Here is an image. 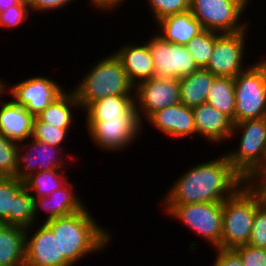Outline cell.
Here are the masks:
<instances>
[{
	"label": "cell",
	"mask_w": 266,
	"mask_h": 266,
	"mask_svg": "<svg viewBox=\"0 0 266 266\" xmlns=\"http://www.w3.org/2000/svg\"><path fill=\"white\" fill-rule=\"evenodd\" d=\"M245 180L232 168L222 153L214 160L189 167L164 193L163 205L224 202Z\"/></svg>",
	"instance_id": "1"
},
{
	"label": "cell",
	"mask_w": 266,
	"mask_h": 266,
	"mask_svg": "<svg viewBox=\"0 0 266 266\" xmlns=\"http://www.w3.org/2000/svg\"><path fill=\"white\" fill-rule=\"evenodd\" d=\"M88 211L85 206L76 213L44 222L59 241L60 255L72 265L93 252L95 255L106 250L112 241L109 229L97 223Z\"/></svg>",
	"instance_id": "2"
},
{
	"label": "cell",
	"mask_w": 266,
	"mask_h": 266,
	"mask_svg": "<svg viewBox=\"0 0 266 266\" xmlns=\"http://www.w3.org/2000/svg\"><path fill=\"white\" fill-rule=\"evenodd\" d=\"M96 62L80 78L81 81L72 87L81 111L92 102L107 96L134 95V85L114 53Z\"/></svg>",
	"instance_id": "3"
},
{
	"label": "cell",
	"mask_w": 266,
	"mask_h": 266,
	"mask_svg": "<svg viewBox=\"0 0 266 266\" xmlns=\"http://www.w3.org/2000/svg\"><path fill=\"white\" fill-rule=\"evenodd\" d=\"M236 134H241L237 149L223 154L246 181L266 164V117L234 123L230 138Z\"/></svg>",
	"instance_id": "4"
},
{
	"label": "cell",
	"mask_w": 266,
	"mask_h": 266,
	"mask_svg": "<svg viewBox=\"0 0 266 266\" xmlns=\"http://www.w3.org/2000/svg\"><path fill=\"white\" fill-rule=\"evenodd\" d=\"M260 206L258 196L246 183L223 202L219 249L233 250L249 243L256 210Z\"/></svg>",
	"instance_id": "5"
},
{
	"label": "cell",
	"mask_w": 266,
	"mask_h": 266,
	"mask_svg": "<svg viewBox=\"0 0 266 266\" xmlns=\"http://www.w3.org/2000/svg\"><path fill=\"white\" fill-rule=\"evenodd\" d=\"M234 123L266 117V63L256 60L234 78Z\"/></svg>",
	"instance_id": "6"
},
{
	"label": "cell",
	"mask_w": 266,
	"mask_h": 266,
	"mask_svg": "<svg viewBox=\"0 0 266 266\" xmlns=\"http://www.w3.org/2000/svg\"><path fill=\"white\" fill-rule=\"evenodd\" d=\"M250 0H190V11L203 29L218 33H236L246 30L248 20L242 17Z\"/></svg>",
	"instance_id": "7"
},
{
	"label": "cell",
	"mask_w": 266,
	"mask_h": 266,
	"mask_svg": "<svg viewBox=\"0 0 266 266\" xmlns=\"http://www.w3.org/2000/svg\"><path fill=\"white\" fill-rule=\"evenodd\" d=\"M165 214L197 236L205 239L212 247L218 248L221 244L223 227V202H210L183 205H163Z\"/></svg>",
	"instance_id": "8"
},
{
	"label": "cell",
	"mask_w": 266,
	"mask_h": 266,
	"mask_svg": "<svg viewBox=\"0 0 266 266\" xmlns=\"http://www.w3.org/2000/svg\"><path fill=\"white\" fill-rule=\"evenodd\" d=\"M139 118H113L86 121L88 135L96 148L107 152H123L139 138L143 129Z\"/></svg>",
	"instance_id": "9"
},
{
	"label": "cell",
	"mask_w": 266,
	"mask_h": 266,
	"mask_svg": "<svg viewBox=\"0 0 266 266\" xmlns=\"http://www.w3.org/2000/svg\"><path fill=\"white\" fill-rule=\"evenodd\" d=\"M134 102L143 125L144 120L154 112L180 103L179 79L153 77L139 82L134 86Z\"/></svg>",
	"instance_id": "10"
},
{
	"label": "cell",
	"mask_w": 266,
	"mask_h": 266,
	"mask_svg": "<svg viewBox=\"0 0 266 266\" xmlns=\"http://www.w3.org/2000/svg\"><path fill=\"white\" fill-rule=\"evenodd\" d=\"M146 43L153 58L155 77L180 79L199 69L185 45L165 41L157 33Z\"/></svg>",
	"instance_id": "11"
},
{
	"label": "cell",
	"mask_w": 266,
	"mask_h": 266,
	"mask_svg": "<svg viewBox=\"0 0 266 266\" xmlns=\"http://www.w3.org/2000/svg\"><path fill=\"white\" fill-rule=\"evenodd\" d=\"M247 35L248 29L236 33L219 34L215 39L213 52L205 69L215 76L233 78L247 69L250 66L244 62Z\"/></svg>",
	"instance_id": "12"
},
{
	"label": "cell",
	"mask_w": 266,
	"mask_h": 266,
	"mask_svg": "<svg viewBox=\"0 0 266 266\" xmlns=\"http://www.w3.org/2000/svg\"><path fill=\"white\" fill-rule=\"evenodd\" d=\"M62 149L64 148L54 147L39 142L32 137L25 142L19 143L17 172L15 177L24 181L31 174L38 171L53 170L58 168L65 169L68 165L63 157H68L73 162L74 156L70 153L66 154L64 152L66 150Z\"/></svg>",
	"instance_id": "13"
},
{
	"label": "cell",
	"mask_w": 266,
	"mask_h": 266,
	"mask_svg": "<svg viewBox=\"0 0 266 266\" xmlns=\"http://www.w3.org/2000/svg\"><path fill=\"white\" fill-rule=\"evenodd\" d=\"M8 85L6 94L9 93L16 104L25 107L34 117L65 91L60 83L44 75L28 77Z\"/></svg>",
	"instance_id": "14"
},
{
	"label": "cell",
	"mask_w": 266,
	"mask_h": 266,
	"mask_svg": "<svg viewBox=\"0 0 266 266\" xmlns=\"http://www.w3.org/2000/svg\"><path fill=\"white\" fill-rule=\"evenodd\" d=\"M36 226L25 230V266H73L60 255L59 241L51 230L44 223Z\"/></svg>",
	"instance_id": "15"
},
{
	"label": "cell",
	"mask_w": 266,
	"mask_h": 266,
	"mask_svg": "<svg viewBox=\"0 0 266 266\" xmlns=\"http://www.w3.org/2000/svg\"><path fill=\"white\" fill-rule=\"evenodd\" d=\"M145 121L168 137L182 139L196 136L193 110L182 103L154 112Z\"/></svg>",
	"instance_id": "16"
},
{
	"label": "cell",
	"mask_w": 266,
	"mask_h": 266,
	"mask_svg": "<svg viewBox=\"0 0 266 266\" xmlns=\"http://www.w3.org/2000/svg\"><path fill=\"white\" fill-rule=\"evenodd\" d=\"M196 127L197 138L203 137L204 140L214 145L226 143L233 129L232 120L209 103L205 102L192 108Z\"/></svg>",
	"instance_id": "17"
},
{
	"label": "cell",
	"mask_w": 266,
	"mask_h": 266,
	"mask_svg": "<svg viewBox=\"0 0 266 266\" xmlns=\"http://www.w3.org/2000/svg\"><path fill=\"white\" fill-rule=\"evenodd\" d=\"M127 43L121 45L115 56L120 60L129 81L135 86L139 82L155 77L153 58L146 41L141 45Z\"/></svg>",
	"instance_id": "18"
},
{
	"label": "cell",
	"mask_w": 266,
	"mask_h": 266,
	"mask_svg": "<svg viewBox=\"0 0 266 266\" xmlns=\"http://www.w3.org/2000/svg\"><path fill=\"white\" fill-rule=\"evenodd\" d=\"M73 183L69 181L60 189L47 197L36 198L34 210V224L38 222L39 210L45 211L47 222L58 217L67 216L82 210L86 205L82 199L77 196L73 189Z\"/></svg>",
	"instance_id": "19"
},
{
	"label": "cell",
	"mask_w": 266,
	"mask_h": 266,
	"mask_svg": "<svg viewBox=\"0 0 266 266\" xmlns=\"http://www.w3.org/2000/svg\"><path fill=\"white\" fill-rule=\"evenodd\" d=\"M0 133L21 143L32 137L34 116L12 99L0 101Z\"/></svg>",
	"instance_id": "20"
},
{
	"label": "cell",
	"mask_w": 266,
	"mask_h": 266,
	"mask_svg": "<svg viewBox=\"0 0 266 266\" xmlns=\"http://www.w3.org/2000/svg\"><path fill=\"white\" fill-rule=\"evenodd\" d=\"M156 25L158 26V35L165 41L176 43L177 45H186L194 36L204 30L190 10L167 16L158 21Z\"/></svg>",
	"instance_id": "21"
},
{
	"label": "cell",
	"mask_w": 266,
	"mask_h": 266,
	"mask_svg": "<svg viewBox=\"0 0 266 266\" xmlns=\"http://www.w3.org/2000/svg\"><path fill=\"white\" fill-rule=\"evenodd\" d=\"M83 112L85 121H105L113 118H139L134 95L107 96L92 102Z\"/></svg>",
	"instance_id": "22"
},
{
	"label": "cell",
	"mask_w": 266,
	"mask_h": 266,
	"mask_svg": "<svg viewBox=\"0 0 266 266\" xmlns=\"http://www.w3.org/2000/svg\"><path fill=\"white\" fill-rule=\"evenodd\" d=\"M25 230L0 223V266H25Z\"/></svg>",
	"instance_id": "23"
},
{
	"label": "cell",
	"mask_w": 266,
	"mask_h": 266,
	"mask_svg": "<svg viewBox=\"0 0 266 266\" xmlns=\"http://www.w3.org/2000/svg\"><path fill=\"white\" fill-rule=\"evenodd\" d=\"M215 77L212 72L205 68H199L196 72L181 77L179 79L180 103L189 108L205 103Z\"/></svg>",
	"instance_id": "24"
},
{
	"label": "cell",
	"mask_w": 266,
	"mask_h": 266,
	"mask_svg": "<svg viewBox=\"0 0 266 266\" xmlns=\"http://www.w3.org/2000/svg\"><path fill=\"white\" fill-rule=\"evenodd\" d=\"M81 109L73 90H66L57 97L50 105L42 112L35 116L39 121L50 124L52 126L71 129L74 124V110ZM74 109V110H73Z\"/></svg>",
	"instance_id": "25"
},
{
	"label": "cell",
	"mask_w": 266,
	"mask_h": 266,
	"mask_svg": "<svg viewBox=\"0 0 266 266\" xmlns=\"http://www.w3.org/2000/svg\"><path fill=\"white\" fill-rule=\"evenodd\" d=\"M65 170L58 168L38 171L24 180V186L35 198L47 197L68 182Z\"/></svg>",
	"instance_id": "26"
},
{
	"label": "cell",
	"mask_w": 266,
	"mask_h": 266,
	"mask_svg": "<svg viewBox=\"0 0 266 266\" xmlns=\"http://www.w3.org/2000/svg\"><path fill=\"white\" fill-rule=\"evenodd\" d=\"M207 103L228 116L234 124L235 90L234 78L216 76L210 87Z\"/></svg>",
	"instance_id": "27"
},
{
	"label": "cell",
	"mask_w": 266,
	"mask_h": 266,
	"mask_svg": "<svg viewBox=\"0 0 266 266\" xmlns=\"http://www.w3.org/2000/svg\"><path fill=\"white\" fill-rule=\"evenodd\" d=\"M24 187L17 177L0 176V223L14 225L15 196Z\"/></svg>",
	"instance_id": "28"
},
{
	"label": "cell",
	"mask_w": 266,
	"mask_h": 266,
	"mask_svg": "<svg viewBox=\"0 0 266 266\" xmlns=\"http://www.w3.org/2000/svg\"><path fill=\"white\" fill-rule=\"evenodd\" d=\"M220 33L204 29L185 46L198 68H205L210 60L216 37Z\"/></svg>",
	"instance_id": "29"
},
{
	"label": "cell",
	"mask_w": 266,
	"mask_h": 266,
	"mask_svg": "<svg viewBox=\"0 0 266 266\" xmlns=\"http://www.w3.org/2000/svg\"><path fill=\"white\" fill-rule=\"evenodd\" d=\"M35 201L25 187L15 196L14 225L24 228L34 225Z\"/></svg>",
	"instance_id": "30"
},
{
	"label": "cell",
	"mask_w": 266,
	"mask_h": 266,
	"mask_svg": "<svg viewBox=\"0 0 266 266\" xmlns=\"http://www.w3.org/2000/svg\"><path fill=\"white\" fill-rule=\"evenodd\" d=\"M70 130L52 126L34 117L32 138L54 147L64 148L62 144H64L63 142L68 137Z\"/></svg>",
	"instance_id": "31"
},
{
	"label": "cell",
	"mask_w": 266,
	"mask_h": 266,
	"mask_svg": "<svg viewBox=\"0 0 266 266\" xmlns=\"http://www.w3.org/2000/svg\"><path fill=\"white\" fill-rule=\"evenodd\" d=\"M19 143L10 140L0 133V176L15 177Z\"/></svg>",
	"instance_id": "32"
},
{
	"label": "cell",
	"mask_w": 266,
	"mask_h": 266,
	"mask_svg": "<svg viewBox=\"0 0 266 266\" xmlns=\"http://www.w3.org/2000/svg\"><path fill=\"white\" fill-rule=\"evenodd\" d=\"M155 24L163 18L190 10V0H147Z\"/></svg>",
	"instance_id": "33"
},
{
	"label": "cell",
	"mask_w": 266,
	"mask_h": 266,
	"mask_svg": "<svg viewBox=\"0 0 266 266\" xmlns=\"http://www.w3.org/2000/svg\"><path fill=\"white\" fill-rule=\"evenodd\" d=\"M31 10L29 5H14L6 11L0 12V27L3 29L15 28L29 19ZM27 19V20H26Z\"/></svg>",
	"instance_id": "34"
},
{
	"label": "cell",
	"mask_w": 266,
	"mask_h": 266,
	"mask_svg": "<svg viewBox=\"0 0 266 266\" xmlns=\"http://www.w3.org/2000/svg\"><path fill=\"white\" fill-rule=\"evenodd\" d=\"M248 244L266 249V210L261 206L256 210Z\"/></svg>",
	"instance_id": "35"
},
{
	"label": "cell",
	"mask_w": 266,
	"mask_h": 266,
	"mask_svg": "<svg viewBox=\"0 0 266 266\" xmlns=\"http://www.w3.org/2000/svg\"><path fill=\"white\" fill-rule=\"evenodd\" d=\"M233 251L240 257L243 266H266V249L249 244L239 246Z\"/></svg>",
	"instance_id": "36"
},
{
	"label": "cell",
	"mask_w": 266,
	"mask_h": 266,
	"mask_svg": "<svg viewBox=\"0 0 266 266\" xmlns=\"http://www.w3.org/2000/svg\"><path fill=\"white\" fill-rule=\"evenodd\" d=\"M31 13H42L44 12H50V11H58L61 8H64V6H67V4H71L74 1L73 0H26Z\"/></svg>",
	"instance_id": "37"
},
{
	"label": "cell",
	"mask_w": 266,
	"mask_h": 266,
	"mask_svg": "<svg viewBox=\"0 0 266 266\" xmlns=\"http://www.w3.org/2000/svg\"><path fill=\"white\" fill-rule=\"evenodd\" d=\"M214 262L211 266H243L240 257L233 250L215 248Z\"/></svg>",
	"instance_id": "38"
},
{
	"label": "cell",
	"mask_w": 266,
	"mask_h": 266,
	"mask_svg": "<svg viewBox=\"0 0 266 266\" xmlns=\"http://www.w3.org/2000/svg\"><path fill=\"white\" fill-rule=\"evenodd\" d=\"M245 183L254 192H266V164L251 178H248Z\"/></svg>",
	"instance_id": "39"
},
{
	"label": "cell",
	"mask_w": 266,
	"mask_h": 266,
	"mask_svg": "<svg viewBox=\"0 0 266 266\" xmlns=\"http://www.w3.org/2000/svg\"><path fill=\"white\" fill-rule=\"evenodd\" d=\"M126 0H89L91 7H95L93 9H98L104 11H111L112 9L120 8L122 2L124 3Z\"/></svg>",
	"instance_id": "40"
},
{
	"label": "cell",
	"mask_w": 266,
	"mask_h": 266,
	"mask_svg": "<svg viewBox=\"0 0 266 266\" xmlns=\"http://www.w3.org/2000/svg\"><path fill=\"white\" fill-rule=\"evenodd\" d=\"M14 5H28L26 0H0V12L6 11Z\"/></svg>",
	"instance_id": "41"
},
{
	"label": "cell",
	"mask_w": 266,
	"mask_h": 266,
	"mask_svg": "<svg viewBox=\"0 0 266 266\" xmlns=\"http://www.w3.org/2000/svg\"><path fill=\"white\" fill-rule=\"evenodd\" d=\"M260 201L261 207H263L266 210V192H254Z\"/></svg>",
	"instance_id": "42"
},
{
	"label": "cell",
	"mask_w": 266,
	"mask_h": 266,
	"mask_svg": "<svg viewBox=\"0 0 266 266\" xmlns=\"http://www.w3.org/2000/svg\"><path fill=\"white\" fill-rule=\"evenodd\" d=\"M6 81H3L1 78H0V101L1 99L3 98V95L7 92V82L5 83Z\"/></svg>",
	"instance_id": "43"
},
{
	"label": "cell",
	"mask_w": 266,
	"mask_h": 266,
	"mask_svg": "<svg viewBox=\"0 0 266 266\" xmlns=\"http://www.w3.org/2000/svg\"><path fill=\"white\" fill-rule=\"evenodd\" d=\"M265 63H266V56H265V58L263 59V58H261Z\"/></svg>",
	"instance_id": "44"
}]
</instances>
